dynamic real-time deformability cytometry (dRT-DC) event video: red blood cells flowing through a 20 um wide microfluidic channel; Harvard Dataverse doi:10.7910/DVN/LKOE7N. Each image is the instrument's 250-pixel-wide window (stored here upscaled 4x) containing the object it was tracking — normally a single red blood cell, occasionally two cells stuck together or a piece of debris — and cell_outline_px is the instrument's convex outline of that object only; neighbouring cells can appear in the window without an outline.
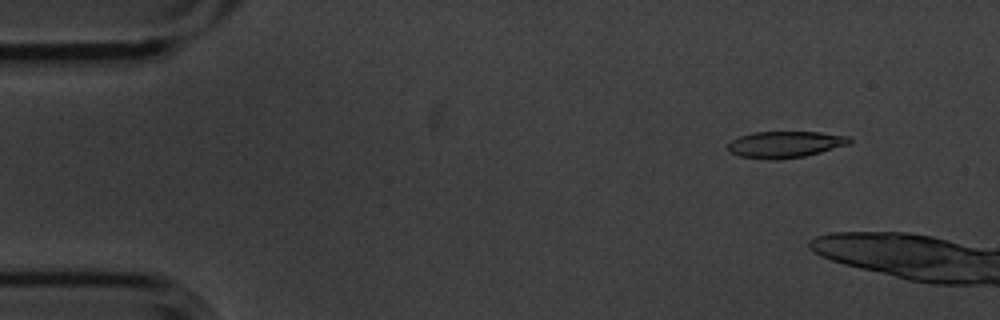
{"species": "common noctule bat (a hibernating species)", "species_latin": "Nyctalus noctula", "temperature_condition": "cold", "stored_images_in_passage": 4, "camera_frame_rate_fps": 3000, "um_per_image_px": 0.085, "animal": {"sex": "male", "body_mass_g": 20.1, "forearm_length_mm": 53.5}, "frame": {"image": 1, "passage_image": 1, "time_ms": 0.0, "image_size_px": [1000, 320], "cell_outline_px": [[852, 140], [848, 144], [820, 152], [804, 156], [776, 160], [772, 160], [740, 156], [728, 152], [728, 144], [732, 140], [740, 136], [756, 132], [820, 132], [852, 136]], "centroid_in_image_um": [66.75, 12.27], "position_along_channel_um": 18.3, "area_um2": 18.73}}